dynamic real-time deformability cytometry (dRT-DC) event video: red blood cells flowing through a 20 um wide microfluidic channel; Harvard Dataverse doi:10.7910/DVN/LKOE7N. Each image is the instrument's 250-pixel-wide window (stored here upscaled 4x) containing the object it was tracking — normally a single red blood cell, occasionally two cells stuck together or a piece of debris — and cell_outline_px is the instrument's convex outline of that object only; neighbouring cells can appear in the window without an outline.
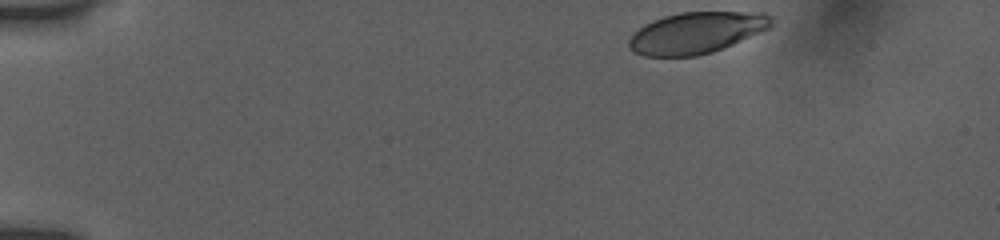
{"species": "human", "species_latin": "Homo sapiens", "temperature_condition": "room temperature", "stored_images_in_passage": 39, "camera_frame_rate_fps": 3000, "um_per_image_px": 0.085, "donor": {"sex": "female"}, "frame": {"image": 1, "passage_image": 1, "time_ms": 0.0, "image_size_px": [1000, 240], "cell_outline_px": [[772, 28], [712, 52], [696, 56], [644, 56], [632, 52], [628, 44], [628, 40], [644, 24], [652, 20], [664, 16], [680, 12], [764, 12], [772, 16]], "centroid_in_image_um": [59.21, 2.78], "position_along_channel_um": 25.8, "area_um2": 34.45}}
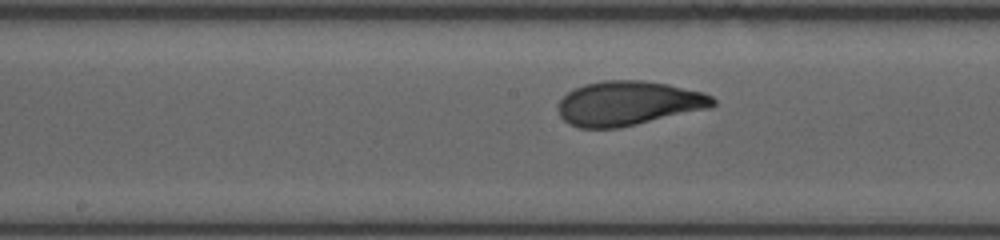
{"frame": {"image": 2, "passage_image": 22, "time_ms": 7.0, "image_size_px": [1000, 240], "cell_outline_px": [[716, 104], [712, 108], [636, 124], [616, 128], [580, 128], [568, 124], [560, 116], [560, 100], [568, 92], [584, 84], [604, 80], [640, 80], [668, 84], [704, 92], [712, 96], [716, 100]], "centroid_in_image_um": [53.46, 8.78], "position_along_channel_um": 194.7, "area_um2": 40.0}}
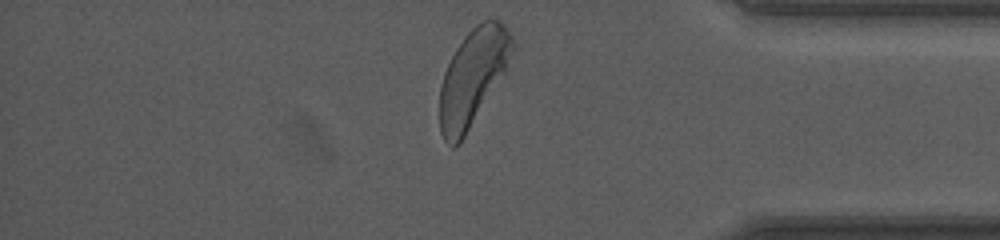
{"frame": {"image": 3, "passage_image": 39, "time_ms": 12.667, "image_size_px": [1000, 240], "cell_outline_px": [[516, 48], [504, 72], [460, 144], [452, 148], [444, 140], [440, 132], [440, 84], [444, 72], [456, 48], [464, 36], [476, 24], [484, 20], [500, 20], [512, 36], [516, 44]], "centroid_in_image_um": [40.19, 6.56], "position_along_channel_um": 395.0, "area_um2": 40.58}, "authors_computed_cell_mechanics": {"area_um2": 39.015, "velocity_mm_per_s": 3.8485, "shape_relaxation_time_tau1_ms": 2.3438, "shape_relaxation_time_tau2_ms": null, "deformation_change_tau1": 0.1369, "deformation_change_tau2": null}}